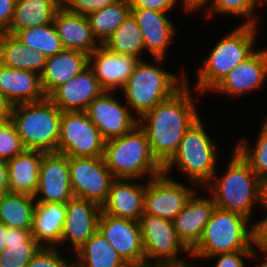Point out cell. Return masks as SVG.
Segmentation results:
<instances>
[{"mask_svg":"<svg viewBox=\"0 0 267 267\" xmlns=\"http://www.w3.org/2000/svg\"><path fill=\"white\" fill-rule=\"evenodd\" d=\"M188 84L186 77L177 92L138 119L153 155L162 165L174 155L187 129L200 117Z\"/></svg>","mask_w":267,"mask_h":267,"instance_id":"6da1fadb","label":"cell"},{"mask_svg":"<svg viewBox=\"0 0 267 267\" xmlns=\"http://www.w3.org/2000/svg\"><path fill=\"white\" fill-rule=\"evenodd\" d=\"M215 180L212 179L205 187L212 192L216 207L250 220L252 207L256 203L261 205V179L236 149L232 152L225 174Z\"/></svg>","mask_w":267,"mask_h":267,"instance_id":"7a4b0ae2","label":"cell"},{"mask_svg":"<svg viewBox=\"0 0 267 267\" xmlns=\"http://www.w3.org/2000/svg\"><path fill=\"white\" fill-rule=\"evenodd\" d=\"M103 158L115 179H132L163 173V165L153 155L144 130L137 124L126 134L104 144Z\"/></svg>","mask_w":267,"mask_h":267,"instance_id":"3957f363","label":"cell"},{"mask_svg":"<svg viewBox=\"0 0 267 267\" xmlns=\"http://www.w3.org/2000/svg\"><path fill=\"white\" fill-rule=\"evenodd\" d=\"M256 27L258 26L242 24L216 43L198 70L195 85L197 92L213 91L235 67L255 51Z\"/></svg>","mask_w":267,"mask_h":267,"instance_id":"277c9868","label":"cell"},{"mask_svg":"<svg viewBox=\"0 0 267 267\" xmlns=\"http://www.w3.org/2000/svg\"><path fill=\"white\" fill-rule=\"evenodd\" d=\"M157 66L140 60L122 88L127 106L138 117L170 98L186 83L184 71L180 77Z\"/></svg>","mask_w":267,"mask_h":267,"instance_id":"5b68a950","label":"cell"},{"mask_svg":"<svg viewBox=\"0 0 267 267\" xmlns=\"http://www.w3.org/2000/svg\"><path fill=\"white\" fill-rule=\"evenodd\" d=\"M62 111L46 97L13 105L11 121L25 149L57 152Z\"/></svg>","mask_w":267,"mask_h":267,"instance_id":"8992f818","label":"cell"},{"mask_svg":"<svg viewBox=\"0 0 267 267\" xmlns=\"http://www.w3.org/2000/svg\"><path fill=\"white\" fill-rule=\"evenodd\" d=\"M250 222L241 214L216 207L199 243L189 256L201 259L222 253L253 250L254 233Z\"/></svg>","mask_w":267,"mask_h":267,"instance_id":"52a82bcc","label":"cell"},{"mask_svg":"<svg viewBox=\"0 0 267 267\" xmlns=\"http://www.w3.org/2000/svg\"><path fill=\"white\" fill-rule=\"evenodd\" d=\"M214 142L207 134L200 117L187 129L174 155L163 165L167 175L173 166L179 168L195 185L205 186L217 178Z\"/></svg>","mask_w":267,"mask_h":267,"instance_id":"ba28073f","label":"cell"},{"mask_svg":"<svg viewBox=\"0 0 267 267\" xmlns=\"http://www.w3.org/2000/svg\"><path fill=\"white\" fill-rule=\"evenodd\" d=\"M104 144L86 111L62 112L57 153L69 157H103Z\"/></svg>","mask_w":267,"mask_h":267,"instance_id":"9c48e42d","label":"cell"},{"mask_svg":"<svg viewBox=\"0 0 267 267\" xmlns=\"http://www.w3.org/2000/svg\"><path fill=\"white\" fill-rule=\"evenodd\" d=\"M145 263L161 264L184 261L178 254L191 251L179 239L173 221L151 214H143L139 219ZM154 259L155 261L153 262ZM150 260L152 262H150Z\"/></svg>","mask_w":267,"mask_h":267,"instance_id":"30bf717a","label":"cell"},{"mask_svg":"<svg viewBox=\"0 0 267 267\" xmlns=\"http://www.w3.org/2000/svg\"><path fill=\"white\" fill-rule=\"evenodd\" d=\"M70 184L74 197L102 206L115 179L103 157H69Z\"/></svg>","mask_w":267,"mask_h":267,"instance_id":"8fae6325","label":"cell"},{"mask_svg":"<svg viewBox=\"0 0 267 267\" xmlns=\"http://www.w3.org/2000/svg\"><path fill=\"white\" fill-rule=\"evenodd\" d=\"M194 192L195 189L162 173L145 182L143 214L173 221Z\"/></svg>","mask_w":267,"mask_h":267,"instance_id":"7c38bea8","label":"cell"},{"mask_svg":"<svg viewBox=\"0 0 267 267\" xmlns=\"http://www.w3.org/2000/svg\"><path fill=\"white\" fill-rule=\"evenodd\" d=\"M98 231L127 265L145 263L139 221L115 217L101 211Z\"/></svg>","mask_w":267,"mask_h":267,"instance_id":"4fadbf2b","label":"cell"},{"mask_svg":"<svg viewBox=\"0 0 267 267\" xmlns=\"http://www.w3.org/2000/svg\"><path fill=\"white\" fill-rule=\"evenodd\" d=\"M111 93L105 91L86 110L105 141L126 134L138 124L137 116L134 117L130 108L120 104Z\"/></svg>","mask_w":267,"mask_h":267,"instance_id":"5bb4252c","label":"cell"},{"mask_svg":"<svg viewBox=\"0 0 267 267\" xmlns=\"http://www.w3.org/2000/svg\"><path fill=\"white\" fill-rule=\"evenodd\" d=\"M43 195L41 198L38 195ZM74 197L69 175V156L47 152L42 159L39 184L34 196L37 203H64Z\"/></svg>","mask_w":267,"mask_h":267,"instance_id":"9a60e30c","label":"cell"},{"mask_svg":"<svg viewBox=\"0 0 267 267\" xmlns=\"http://www.w3.org/2000/svg\"><path fill=\"white\" fill-rule=\"evenodd\" d=\"M102 206L94 201L73 197L66 203V218L61 243L71 241L75 252L98 230Z\"/></svg>","mask_w":267,"mask_h":267,"instance_id":"2e32d148","label":"cell"},{"mask_svg":"<svg viewBox=\"0 0 267 267\" xmlns=\"http://www.w3.org/2000/svg\"><path fill=\"white\" fill-rule=\"evenodd\" d=\"M139 61L131 55L117 54L103 44L89 55V66L107 92L122 89Z\"/></svg>","mask_w":267,"mask_h":267,"instance_id":"e0dca14e","label":"cell"},{"mask_svg":"<svg viewBox=\"0 0 267 267\" xmlns=\"http://www.w3.org/2000/svg\"><path fill=\"white\" fill-rule=\"evenodd\" d=\"M104 92L94 71L88 65L66 84L58 87L48 98L62 112L86 111L89 104Z\"/></svg>","mask_w":267,"mask_h":267,"instance_id":"ac0fdd59","label":"cell"},{"mask_svg":"<svg viewBox=\"0 0 267 267\" xmlns=\"http://www.w3.org/2000/svg\"><path fill=\"white\" fill-rule=\"evenodd\" d=\"M267 78V48L254 51L235 67L213 90L227 96H241L259 89Z\"/></svg>","mask_w":267,"mask_h":267,"instance_id":"d6986e66","label":"cell"},{"mask_svg":"<svg viewBox=\"0 0 267 267\" xmlns=\"http://www.w3.org/2000/svg\"><path fill=\"white\" fill-rule=\"evenodd\" d=\"M131 14L136 19L145 44V51L150 52L156 63L162 64L166 51L175 34V26L166 16L167 13L143 8H131Z\"/></svg>","mask_w":267,"mask_h":267,"instance_id":"ffe728a7","label":"cell"},{"mask_svg":"<svg viewBox=\"0 0 267 267\" xmlns=\"http://www.w3.org/2000/svg\"><path fill=\"white\" fill-rule=\"evenodd\" d=\"M215 208L212 196L198 197L195 191L174 218L173 225L178 237L190 251L199 243Z\"/></svg>","mask_w":267,"mask_h":267,"instance_id":"44dd1931","label":"cell"},{"mask_svg":"<svg viewBox=\"0 0 267 267\" xmlns=\"http://www.w3.org/2000/svg\"><path fill=\"white\" fill-rule=\"evenodd\" d=\"M53 23L64 49L90 55L101 45L95 38L87 17L70 12L63 5L55 13Z\"/></svg>","mask_w":267,"mask_h":267,"instance_id":"7402d4cb","label":"cell"},{"mask_svg":"<svg viewBox=\"0 0 267 267\" xmlns=\"http://www.w3.org/2000/svg\"><path fill=\"white\" fill-rule=\"evenodd\" d=\"M138 183H133L132 179H114L102 211L115 217L139 221L144 213L145 184Z\"/></svg>","mask_w":267,"mask_h":267,"instance_id":"603a6c76","label":"cell"},{"mask_svg":"<svg viewBox=\"0 0 267 267\" xmlns=\"http://www.w3.org/2000/svg\"><path fill=\"white\" fill-rule=\"evenodd\" d=\"M0 94L13 105L44 100L41 76L29 70H18L0 63Z\"/></svg>","mask_w":267,"mask_h":267,"instance_id":"cb8c5ba5","label":"cell"},{"mask_svg":"<svg viewBox=\"0 0 267 267\" xmlns=\"http://www.w3.org/2000/svg\"><path fill=\"white\" fill-rule=\"evenodd\" d=\"M89 65V55L78 50L63 49L47 57L41 73V84L46 97L58 87L66 84Z\"/></svg>","mask_w":267,"mask_h":267,"instance_id":"d4e9b609","label":"cell"},{"mask_svg":"<svg viewBox=\"0 0 267 267\" xmlns=\"http://www.w3.org/2000/svg\"><path fill=\"white\" fill-rule=\"evenodd\" d=\"M66 218L64 203H36L32 236L42 247H57L61 243Z\"/></svg>","mask_w":267,"mask_h":267,"instance_id":"484cf974","label":"cell"},{"mask_svg":"<svg viewBox=\"0 0 267 267\" xmlns=\"http://www.w3.org/2000/svg\"><path fill=\"white\" fill-rule=\"evenodd\" d=\"M47 152L25 149L14 158L7 160L10 192L35 196L40 166Z\"/></svg>","mask_w":267,"mask_h":267,"instance_id":"4316f807","label":"cell"},{"mask_svg":"<svg viewBox=\"0 0 267 267\" xmlns=\"http://www.w3.org/2000/svg\"><path fill=\"white\" fill-rule=\"evenodd\" d=\"M62 0H17L9 29L10 34L31 27L51 24Z\"/></svg>","mask_w":267,"mask_h":267,"instance_id":"83f0119b","label":"cell"},{"mask_svg":"<svg viewBox=\"0 0 267 267\" xmlns=\"http://www.w3.org/2000/svg\"><path fill=\"white\" fill-rule=\"evenodd\" d=\"M75 253L74 267L128 266L98 230Z\"/></svg>","mask_w":267,"mask_h":267,"instance_id":"f1b7e54d","label":"cell"},{"mask_svg":"<svg viewBox=\"0 0 267 267\" xmlns=\"http://www.w3.org/2000/svg\"><path fill=\"white\" fill-rule=\"evenodd\" d=\"M47 57L27 48L14 34L7 33L0 50V63L18 70H29L41 75Z\"/></svg>","mask_w":267,"mask_h":267,"instance_id":"f546056e","label":"cell"},{"mask_svg":"<svg viewBox=\"0 0 267 267\" xmlns=\"http://www.w3.org/2000/svg\"><path fill=\"white\" fill-rule=\"evenodd\" d=\"M41 247L31 230L7 227V243L0 253V267H26Z\"/></svg>","mask_w":267,"mask_h":267,"instance_id":"4dcf8cb0","label":"cell"},{"mask_svg":"<svg viewBox=\"0 0 267 267\" xmlns=\"http://www.w3.org/2000/svg\"><path fill=\"white\" fill-rule=\"evenodd\" d=\"M34 196L25 193H6L0 196V222L10 228L32 230Z\"/></svg>","mask_w":267,"mask_h":267,"instance_id":"1f68e13d","label":"cell"},{"mask_svg":"<svg viewBox=\"0 0 267 267\" xmlns=\"http://www.w3.org/2000/svg\"><path fill=\"white\" fill-rule=\"evenodd\" d=\"M130 13V0H117L86 17L95 38L100 44H104Z\"/></svg>","mask_w":267,"mask_h":267,"instance_id":"d6a6232c","label":"cell"},{"mask_svg":"<svg viewBox=\"0 0 267 267\" xmlns=\"http://www.w3.org/2000/svg\"><path fill=\"white\" fill-rule=\"evenodd\" d=\"M103 45L117 54L131 55L142 60L140 53L145 50L144 37L131 13Z\"/></svg>","mask_w":267,"mask_h":267,"instance_id":"836d02e7","label":"cell"},{"mask_svg":"<svg viewBox=\"0 0 267 267\" xmlns=\"http://www.w3.org/2000/svg\"><path fill=\"white\" fill-rule=\"evenodd\" d=\"M15 36L27 48L43 53L46 57L54 56L64 49L53 22L19 30Z\"/></svg>","mask_w":267,"mask_h":267,"instance_id":"e575fe53","label":"cell"},{"mask_svg":"<svg viewBox=\"0 0 267 267\" xmlns=\"http://www.w3.org/2000/svg\"><path fill=\"white\" fill-rule=\"evenodd\" d=\"M246 139L239 141L234 147L241 156L250 164L254 173L262 180L267 176V118L261 126L256 145L253 150Z\"/></svg>","mask_w":267,"mask_h":267,"instance_id":"d590c367","label":"cell"},{"mask_svg":"<svg viewBox=\"0 0 267 267\" xmlns=\"http://www.w3.org/2000/svg\"><path fill=\"white\" fill-rule=\"evenodd\" d=\"M260 0H212L209 4V15L211 13L230 14L231 16L246 17L247 21L243 24L256 26V18L254 12ZM253 15V16H252Z\"/></svg>","mask_w":267,"mask_h":267,"instance_id":"8d00e7d4","label":"cell"},{"mask_svg":"<svg viewBox=\"0 0 267 267\" xmlns=\"http://www.w3.org/2000/svg\"><path fill=\"white\" fill-rule=\"evenodd\" d=\"M25 150L12 121L0 123V159L9 160Z\"/></svg>","mask_w":267,"mask_h":267,"instance_id":"74e56055","label":"cell"},{"mask_svg":"<svg viewBox=\"0 0 267 267\" xmlns=\"http://www.w3.org/2000/svg\"><path fill=\"white\" fill-rule=\"evenodd\" d=\"M62 256L58 247H41L26 267H74Z\"/></svg>","mask_w":267,"mask_h":267,"instance_id":"f35d334b","label":"cell"},{"mask_svg":"<svg viewBox=\"0 0 267 267\" xmlns=\"http://www.w3.org/2000/svg\"><path fill=\"white\" fill-rule=\"evenodd\" d=\"M117 0H62V5L70 12L88 16L106 6L112 5Z\"/></svg>","mask_w":267,"mask_h":267,"instance_id":"ab89813d","label":"cell"},{"mask_svg":"<svg viewBox=\"0 0 267 267\" xmlns=\"http://www.w3.org/2000/svg\"><path fill=\"white\" fill-rule=\"evenodd\" d=\"M256 248L253 250H240L237 252L222 253L217 255H212L206 258L216 257L217 261L215 267H246L243 258H254L256 256Z\"/></svg>","mask_w":267,"mask_h":267,"instance_id":"60d3db41","label":"cell"},{"mask_svg":"<svg viewBox=\"0 0 267 267\" xmlns=\"http://www.w3.org/2000/svg\"><path fill=\"white\" fill-rule=\"evenodd\" d=\"M176 0H130L131 8H143L160 12H169L177 4Z\"/></svg>","mask_w":267,"mask_h":267,"instance_id":"b9f144b4","label":"cell"},{"mask_svg":"<svg viewBox=\"0 0 267 267\" xmlns=\"http://www.w3.org/2000/svg\"><path fill=\"white\" fill-rule=\"evenodd\" d=\"M267 210V207H264ZM254 246L259 251L267 252V217L253 223Z\"/></svg>","mask_w":267,"mask_h":267,"instance_id":"7bdbcfd3","label":"cell"},{"mask_svg":"<svg viewBox=\"0 0 267 267\" xmlns=\"http://www.w3.org/2000/svg\"><path fill=\"white\" fill-rule=\"evenodd\" d=\"M17 0H0V25L10 27Z\"/></svg>","mask_w":267,"mask_h":267,"instance_id":"ee69618b","label":"cell"},{"mask_svg":"<svg viewBox=\"0 0 267 267\" xmlns=\"http://www.w3.org/2000/svg\"><path fill=\"white\" fill-rule=\"evenodd\" d=\"M9 192L8 163L7 160L0 159V196Z\"/></svg>","mask_w":267,"mask_h":267,"instance_id":"f6af8a7d","label":"cell"},{"mask_svg":"<svg viewBox=\"0 0 267 267\" xmlns=\"http://www.w3.org/2000/svg\"><path fill=\"white\" fill-rule=\"evenodd\" d=\"M13 104L2 94H0V123L10 121Z\"/></svg>","mask_w":267,"mask_h":267,"instance_id":"bcb514c9","label":"cell"},{"mask_svg":"<svg viewBox=\"0 0 267 267\" xmlns=\"http://www.w3.org/2000/svg\"><path fill=\"white\" fill-rule=\"evenodd\" d=\"M212 0H184V9L187 12H192V11H196L198 8H201L202 6L206 5V3L208 2V4H210Z\"/></svg>","mask_w":267,"mask_h":267,"instance_id":"7dc6e473","label":"cell"},{"mask_svg":"<svg viewBox=\"0 0 267 267\" xmlns=\"http://www.w3.org/2000/svg\"><path fill=\"white\" fill-rule=\"evenodd\" d=\"M7 243V226L0 222V253L5 249Z\"/></svg>","mask_w":267,"mask_h":267,"instance_id":"c3c4849f","label":"cell"},{"mask_svg":"<svg viewBox=\"0 0 267 267\" xmlns=\"http://www.w3.org/2000/svg\"><path fill=\"white\" fill-rule=\"evenodd\" d=\"M261 205L267 207V176L261 180Z\"/></svg>","mask_w":267,"mask_h":267,"instance_id":"681fc988","label":"cell"},{"mask_svg":"<svg viewBox=\"0 0 267 267\" xmlns=\"http://www.w3.org/2000/svg\"><path fill=\"white\" fill-rule=\"evenodd\" d=\"M155 267H197V265L188 264L187 261L184 260L181 262L155 264Z\"/></svg>","mask_w":267,"mask_h":267,"instance_id":"f907efd6","label":"cell"},{"mask_svg":"<svg viewBox=\"0 0 267 267\" xmlns=\"http://www.w3.org/2000/svg\"><path fill=\"white\" fill-rule=\"evenodd\" d=\"M7 29L4 28L2 25H0V50H1V46L3 44V40L5 38V36L7 35Z\"/></svg>","mask_w":267,"mask_h":267,"instance_id":"816d5d0a","label":"cell"},{"mask_svg":"<svg viewBox=\"0 0 267 267\" xmlns=\"http://www.w3.org/2000/svg\"><path fill=\"white\" fill-rule=\"evenodd\" d=\"M127 267H155V265L144 263L139 265H128Z\"/></svg>","mask_w":267,"mask_h":267,"instance_id":"f5cc1de1","label":"cell"},{"mask_svg":"<svg viewBox=\"0 0 267 267\" xmlns=\"http://www.w3.org/2000/svg\"><path fill=\"white\" fill-rule=\"evenodd\" d=\"M260 252H263V254H264L263 256H265V258L267 257V252H265V251H260ZM257 267H267V258L265 261H263L262 264L259 263V266H257Z\"/></svg>","mask_w":267,"mask_h":267,"instance_id":"db71d44e","label":"cell"}]
</instances>
